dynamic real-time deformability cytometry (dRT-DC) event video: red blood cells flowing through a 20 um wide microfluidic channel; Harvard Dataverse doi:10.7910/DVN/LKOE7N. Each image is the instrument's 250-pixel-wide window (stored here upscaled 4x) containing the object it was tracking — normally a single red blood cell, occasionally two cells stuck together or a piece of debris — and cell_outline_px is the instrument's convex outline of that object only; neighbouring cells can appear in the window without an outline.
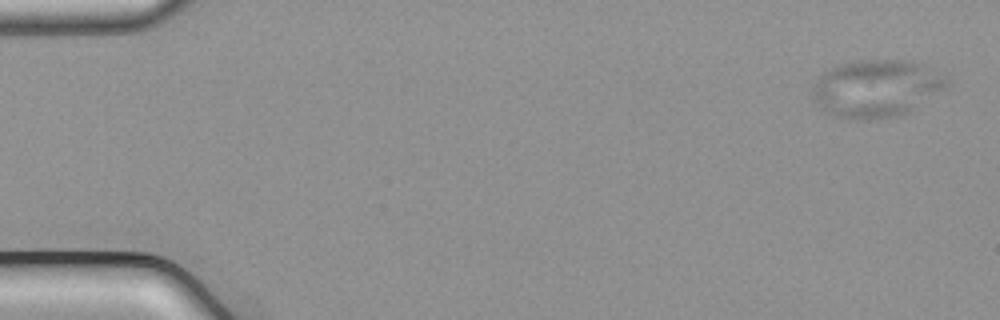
{"species": "common noctule bat (a hibernating species)", "species_latin": "Nyctalus noctula", "temperature_condition": "cold", "stored_images_in_passage": 52, "camera_frame_rate_fps": 3000, "um_per_image_px": 0.085, "animal": {"sex": "male", "body_mass_g": 21.5, "forearm_length_mm": 52.0}, "frame": {"image": 1, "passage_image": 1, "time_ms": 0.0, "image_size_px": [1000, 320], "cell_outline_px": [[952, 80], [944, 88], [912, 112], [896, 116], [868, 120], [856, 120], [832, 116], [824, 112], [816, 104], [812, 96], [812, 92], [816, 76], [828, 68], [840, 64], [856, 60], [912, 60], [924, 64], [948, 76]], "centroid_in_image_um": [74.49, 7.51], "position_along_channel_um": 10.5, "area_um2": 46.01}}
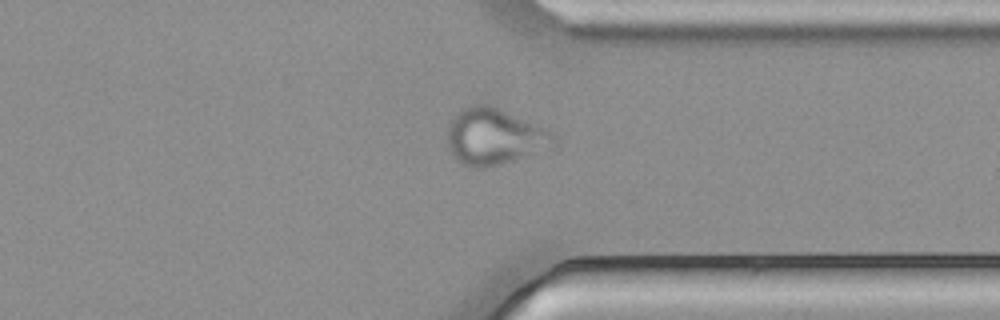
{"frame": {"image": 2, "passage_image": 40, "time_ms": 13.0, "image_size_px": [1000, 320], "cell_outline_px": [[560, 148], [500, 164], [484, 168], [476, 168], [464, 164], [456, 160], [448, 144], [448, 128], [452, 120], [464, 108], [476, 104], [488, 104], [540, 128], [556, 136]], "centroid_in_image_um": [42.08, 11.67], "position_along_channel_um": 369.3, "area_um2": 34.45}}
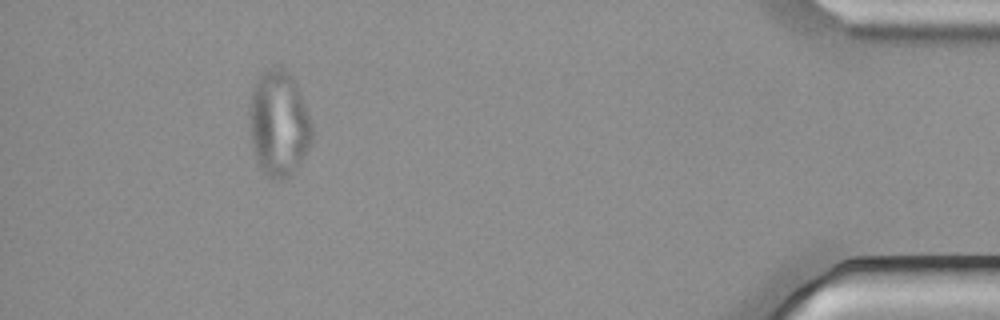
{"frame": {"image": 3, "passage_image": 48, "time_ms": 15.667, "image_size_px": [1000, 320], "cell_outline_px": [[312, 140], [308, 148], [296, 168], [288, 176], [280, 180], [272, 180], [260, 168], [252, 152], [248, 112], [248, 108], [252, 88], [260, 76], [268, 68], [280, 68], [292, 76], [296, 84], [308, 112], [312, 124]], "centroid_in_image_um": [23.66, 10.53], "position_along_channel_um": 411.5, "area_um2": 38.55}}